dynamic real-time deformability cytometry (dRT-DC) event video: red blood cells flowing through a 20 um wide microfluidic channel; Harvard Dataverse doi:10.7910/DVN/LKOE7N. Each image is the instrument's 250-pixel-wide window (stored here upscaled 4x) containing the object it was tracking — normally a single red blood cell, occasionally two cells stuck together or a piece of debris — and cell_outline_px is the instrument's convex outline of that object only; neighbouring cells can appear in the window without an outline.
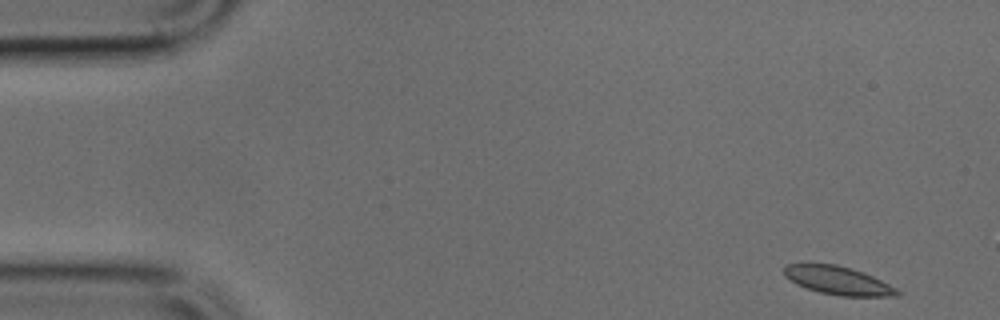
{"species": "common noctule bat (a hibernating species)", "species_latin": "Nyctalus noctula", "temperature_condition": "cold", "stored_images_in_passage": 13, "camera_frame_rate_fps": 3000, "um_per_image_px": 0.085, "animal": {"sex": "male", "body_mass_g": 17.9, "forearm_length_mm": 54.2}, "frame": {"image": 1, "passage_image": 1, "time_ms": 0.0, "image_size_px": [1000, 320], "cell_outline_px": [[900, 296], [840, 296], [820, 292], [796, 284], [784, 276], [784, 268], [788, 264], [836, 264], [852, 268], [864, 272], [896, 288], [900, 292]], "centroid_in_image_um": [71.24, 23.84], "position_along_channel_um": 13.8, "area_um2": 18.5}}
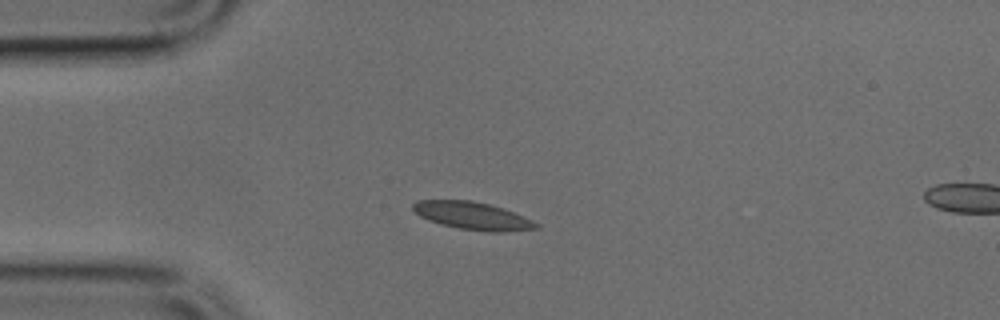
{"frame": {"image": 2, "passage_image": 10, "time_ms": 3.0, "image_size_px": [1000, 320], "cell_outline_px": [[540, 228], [504, 232], [492, 232], [460, 228], [440, 224], [428, 220], [420, 216], [412, 208], [412, 204], [416, 200], [472, 200], [504, 208], [524, 216], [540, 224]], "centroid_in_image_um": [40.19, 18.34], "position_along_channel_um": 44.8, "area_um2": 19.88}}